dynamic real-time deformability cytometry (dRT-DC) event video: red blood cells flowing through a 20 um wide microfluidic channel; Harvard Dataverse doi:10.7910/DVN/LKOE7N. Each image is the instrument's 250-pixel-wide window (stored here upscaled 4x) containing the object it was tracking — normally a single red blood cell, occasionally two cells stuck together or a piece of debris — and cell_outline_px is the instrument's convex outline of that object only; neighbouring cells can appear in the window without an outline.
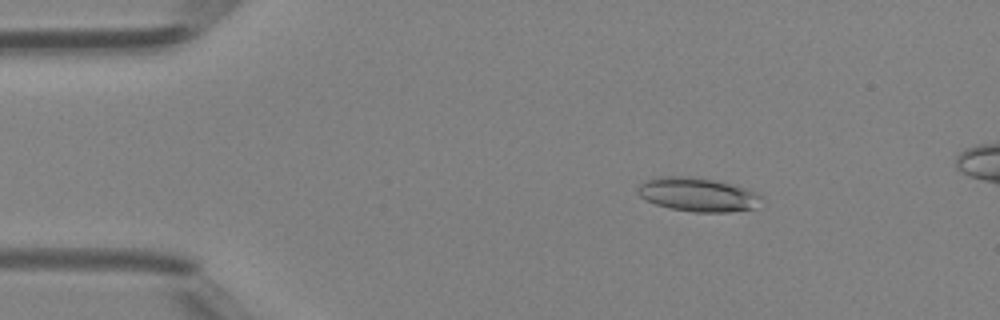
{"species": "Egyptian fruit bat (a non-hibernating species)", "species_latin": "Rousettus aegyptiacus", "temperature_condition": "room temperature", "stored_images_in_passage": 48, "camera_frame_rate_fps": 3000, "um_per_image_px": 0.085, "animal": {"sex": "female"}, "frame": {"image": 1, "passage_image": 8, "time_ms": 2.333, "image_size_px": [1000, 320], "cell_outline_px": [[764, 196], [756, 208], [728, 212], [696, 212], [668, 208], [656, 204], [640, 196], [636, 192], [636, 188], [640, 184], [648, 180], [664, 176], [700, 176], [740, 184]], "centroid_in_image_um": [59.39, 16.51], "position_along_channel_um": 25.6, "area_um2": 25.03}}
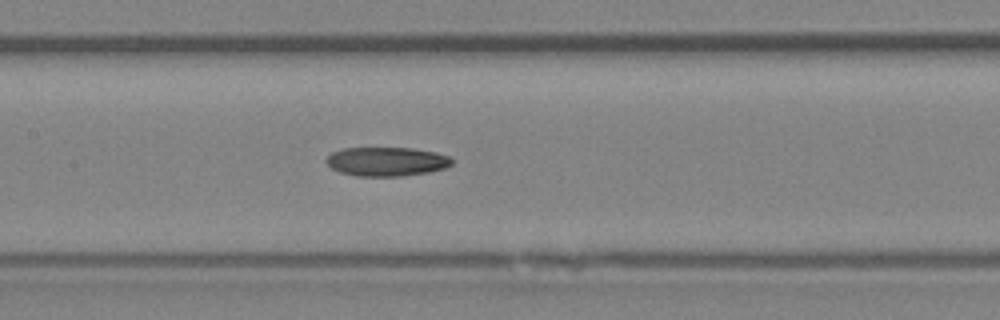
{"frame": {"image": 2, "passage_image": 23, "time_ms": 7.333, "image_size_px": [1000, 320], "cell_outline_px": [[456, 160], [452, 164], [444, 168], [428, 172], [400, 176], [356, 176], [340, 172], [332, 168], [324, 160], [332, 152], [344, 148], [412, 148], [436, 152], [448, 156]], "centroid_in_image_um": [32.87, 13.73], "position_along_channel_um": 174.5, "area_um2": 21.27}}
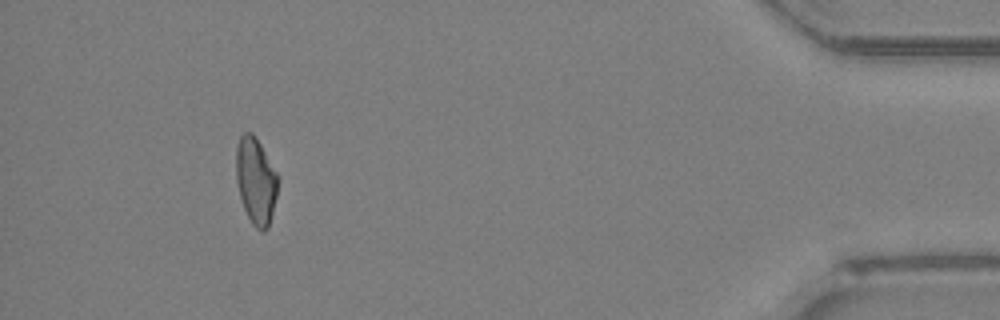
{"frame": {"image": 3, "passage_image": 44, "time_ms": 14.333, "image_size_px": [1000, 320], "cell_outline_px": [[280, 176], [276, 196], [268, 228], [264, 232], [260, 232], [252, 224], [244, 208], [240, 196], [236, 180], [236, 148], [240, 136], [244, 132], [252, 132], [260, 144]], "centroid_in_image_um": [21.76, 15.37], "position_along_channel_um": 413.4, "area_um2": 21.21}}